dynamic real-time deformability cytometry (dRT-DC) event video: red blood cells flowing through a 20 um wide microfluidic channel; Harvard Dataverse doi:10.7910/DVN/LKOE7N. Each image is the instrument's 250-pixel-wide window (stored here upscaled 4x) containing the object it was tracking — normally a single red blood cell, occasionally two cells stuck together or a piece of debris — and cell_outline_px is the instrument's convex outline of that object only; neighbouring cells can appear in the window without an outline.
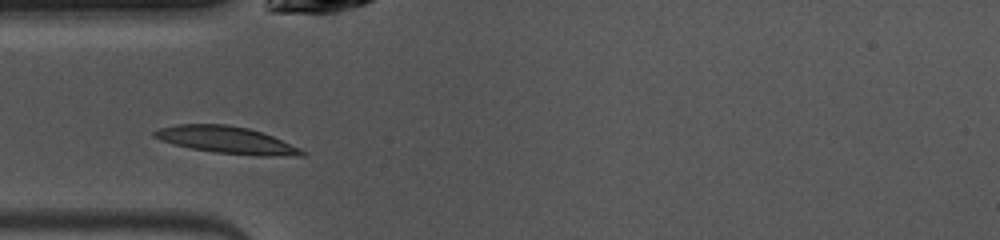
{"species": "common noctule bat (a hibernating species)", "species_latin": "Nyctalus noctula", "temperature_condition": "warm", "stored_images_in_passage": 28, "camera_frame_rate_fps": 3000, "um_per_image_px": 0.085, "animal": {"sex": "female", "body_mass_g": 10.0, "forearm_length_mm": 53.1}, "frame": {"image": 1, "passage_image": 1, "time_ms": 0.0, "image_size_px": [1000, 240], "cell_outline_px": [[308, 152], [304, 156], [260, 156], [216, 152], [192, 148], [172, 144], [160, 140], [152, 136], [152, 132], [160, 128], [176, 124], [228, 124], [248, 128], [272, 136], [300, 148]], "centroid_in_image_um": [19.26, 11.9], "position_along_channel_um": 65.7, "area_um2": 23.24}}
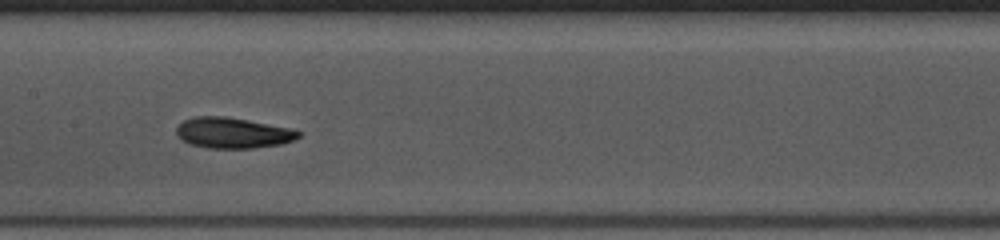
{"frame": {"image": 2, "passage_image": 10, "time_ms": 3.0, "image_size_px": [1000, 240], "cell_outline_px": [[300, 136], [292, 140], [280, 144], [252, 148], [208, 148], [188, 144], [180, 140], [176, 136], [176, 128], [184, 120], [196, 116], [224, 116], [248, 120], [288, 128], [300, 132]], "centroid_in_image_um": [19.71, 11.3], "position_along_channel_um": 187.7, "area_um2": 21.73}}
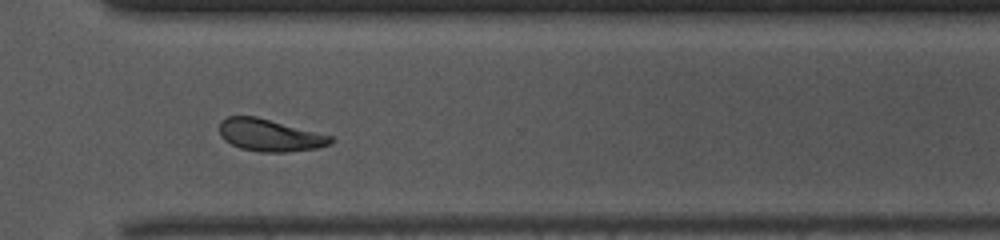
{"frame": {"image": 3, "passage_image": 22, "time_ms": 7.0, "image_size_px": [1000, 240], "cell_outline_px": [[336, 140], [332, 144], [316, 148], [284, 152], [260, 152], [240, 148], [224, 140], [220, 136], [220, 120], [228, 116], [256, 116], [332, 136]], "centroid_in_image_um": [22.93, 11.49], "position_along_channel_um": 347.7, "area_um2": 20.87}, "authors_computed_cell_mechanics": {"area_um2": 21.0392, "velocity_mm_per_s": 4.0165, "shape_relaxation_time_tau1_ms": 1.8914, "shape_relaxation_time_tau2_ms": 2.6197, "deformation_change_tau1": 0.1204, "deformation_change_tau2": 0.0979}}